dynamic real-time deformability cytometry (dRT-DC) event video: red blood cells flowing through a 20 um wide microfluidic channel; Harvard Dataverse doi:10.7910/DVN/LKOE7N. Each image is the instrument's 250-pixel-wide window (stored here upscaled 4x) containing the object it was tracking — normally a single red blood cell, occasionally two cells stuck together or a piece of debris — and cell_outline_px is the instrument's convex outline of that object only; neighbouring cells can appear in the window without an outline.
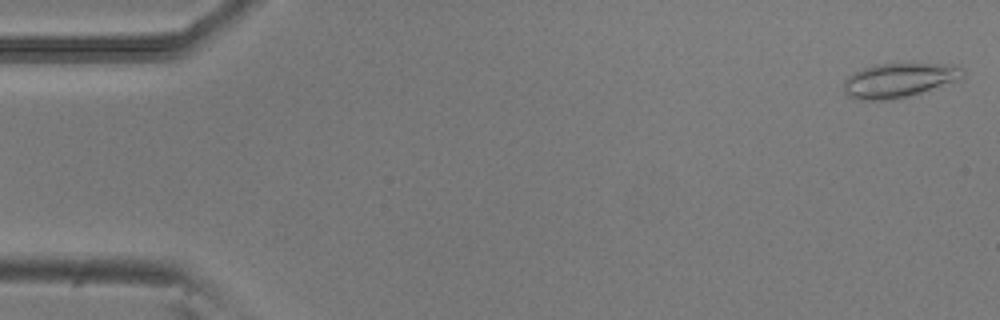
{"species": "common noctule bat (a hibernating species)", "species_latin": "Nyctalus noctula", "temperature_condition": "room temperature", "stored_images_in_passage": 5, "camera_frame_rate_fps": 3000, "um_per_image_px": 0.085, "animal": {"sex": "male", "body_mass_g": 20.5, "forearm_length_mm": 52.5}, "frame": {"image": 1, "passage_image": 1, "time_ms": 0.0, "image_size_px": [1000, 320], "cell_outline_px": [[964, 76], [956, 80], [908, 96], [888, 100], [860, 100], [848, 96], [844, 92], [844, 80], [848, 76], [864, 68], [876, 64], [952, 64], [964, 68]], "centroid_in_image_um": [76.39, 6.82], "position_along_channel_um": 8.6, "area_um2": 23.47}}